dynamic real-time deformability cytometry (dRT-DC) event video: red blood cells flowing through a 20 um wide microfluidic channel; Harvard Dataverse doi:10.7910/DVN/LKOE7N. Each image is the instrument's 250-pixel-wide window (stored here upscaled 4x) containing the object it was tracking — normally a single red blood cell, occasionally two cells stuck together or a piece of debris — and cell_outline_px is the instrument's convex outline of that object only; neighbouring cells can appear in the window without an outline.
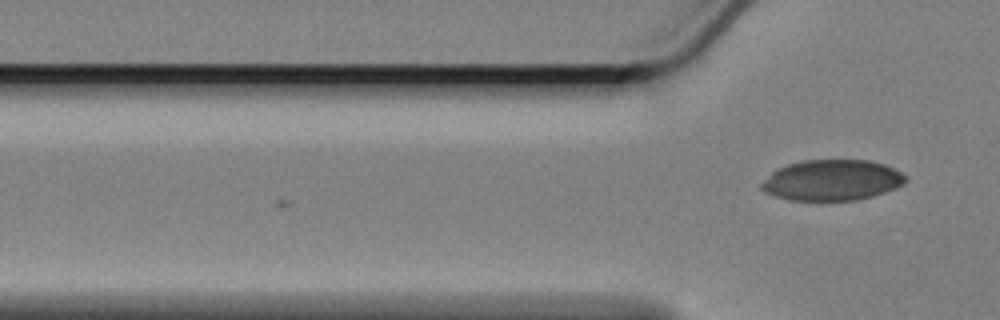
{"species": "Egyptian fruit bat (a non-hibernating species)", "species_latin": "Rousettus aegyptiacus", "temperature_condition": "cold", "stored_images_in_passage": 5, "camera_frame_rate_fps": 3000, "um_per_image_px": 0.085, "animal": {"sex": "female"}, "frame": {"image": 1, "passage_image": 5, "time_ms": 1.333, "image_size_px": [1000, 320], "cell_outline_px": [[908, 180], [904, 184], [896, 188], [872, 196], [856, 200], [820, 204], [788, 200], [764, 192], [760, 188], [760, 184], [772, 172], [788, 164], [804, 160], [868, 160], [884, 164], [900, 172]], "centroid_in_image_um": [70.69, 15.37], "position_along_channel_um": 55.1, "area_um2": 35.03}}